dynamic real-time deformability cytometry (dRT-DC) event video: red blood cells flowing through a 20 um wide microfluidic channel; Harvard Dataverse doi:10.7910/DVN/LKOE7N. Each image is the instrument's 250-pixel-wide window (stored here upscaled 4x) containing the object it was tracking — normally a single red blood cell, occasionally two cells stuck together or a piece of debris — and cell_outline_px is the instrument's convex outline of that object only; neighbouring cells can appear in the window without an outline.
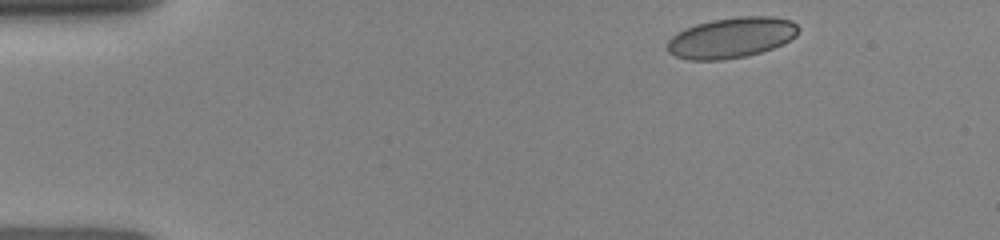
{"species": "human", "species_latin": "Homo sapiens", "temperature_condition": "room temperature", "stored_images_in_passage": 19, "camera_frame_rate_fps": 3000, "um_per_image_px": 0.085, "donor": {"sex": "female"}, "frame": {"image": 1, "passage_image": 1, "time_ms": 0.0, "image_size_px": [1000, 240], "cell_outline_px": [[800, 28], [796, 36], [772, 48], [748, 56], [724, 60], [688, 60], [676, 56], [668, 52], [668, 40], [676, 32], [684, 28], [696, 24], [712, 20], [740, 16], [772, 16], [792, 20]], "centroid_in_image_um": [62.16, 3.2], "position_along_channel_um": 22.8, "area_um2": 31.1}}
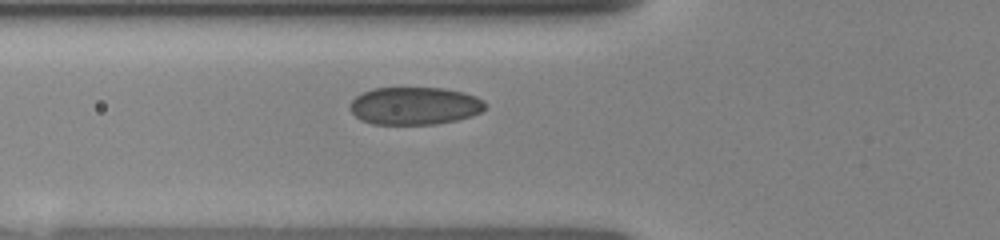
{"frame": {"image": 2, "passage_image": 11, "time_ms": 3.667, "image_size_px": [1000, 240], "cell_outline_px": [[484, 108], [480, 112], [472, 116], [456, 120], [436, 124], [372, 124], [360, 120], [348, 108], [348, 104], [356, 96], [372, 88], [444, 88], [464, 92], [476, 96], [484, 100]], "centroid_in_image_um": [35.22, 8.99], "position_along_channel_um": 90.6, "area_um2": 29.82}}
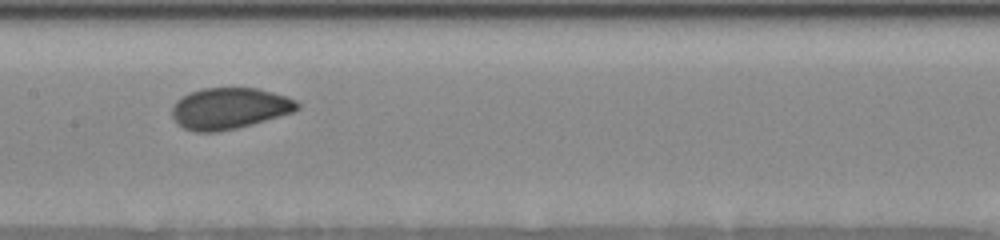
{"frame": {"image": 3, "passage_image": 17, "time_ms": 6.0, "image_size_px": [1000, 240], "cell_outline_px": [[300, 108], [292, 112], [252, 124], [236, 128], [216, 132], [196, 132], [184, 128], [172, 116], [172, 108], [176, 100], [188, 92], [204, 88], [256, 88], [272, 92], [296, 100], [300, 104]], "centroid_in_image_um": [19.48, 9.21], "position_along_channel_um": 187.9, "area_um2": 29.94}}